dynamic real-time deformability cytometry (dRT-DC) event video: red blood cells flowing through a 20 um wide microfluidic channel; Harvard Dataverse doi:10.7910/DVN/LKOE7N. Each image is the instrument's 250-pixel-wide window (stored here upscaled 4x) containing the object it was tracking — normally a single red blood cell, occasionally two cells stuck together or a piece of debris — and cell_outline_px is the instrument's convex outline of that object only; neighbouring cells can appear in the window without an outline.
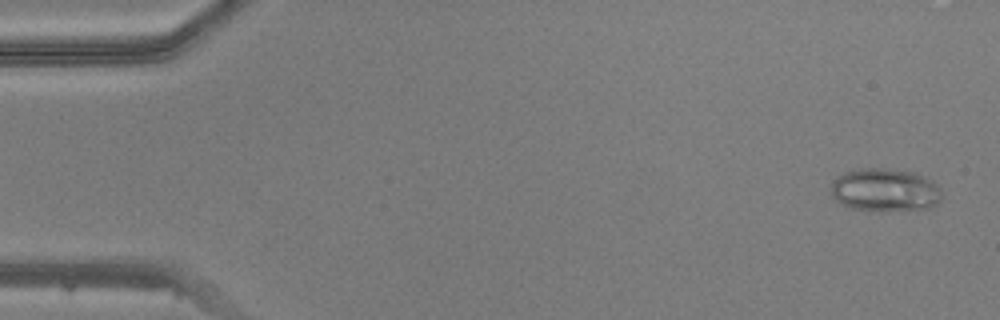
{"species": "common noctule bat (a hibernating species)", "species_latin": "Nyctalus noctula", "temperature_condition": "warm", "stored_images_in_passage": 49, "camera_frame_rate_fps": 3000, "um_per_image_px": 0.085, "animal": {"sex": "male", "body_mass_g": 20.5, "forearm_length_mm": 52.5}, "frame": {"image": 1, "passage_image": 2, "time_ms": 0.333, "image_size_px": [1000, 320], "cell_outline_px": [[940, 200], [936, 204], [928, 208], [884, 212], [852, 208], [836, 200], [832, 196], [832, 180], [844, 172], [860, 168], [880, 168], [916, 172], [932, 180], [940, 188]], "centroid_in_image_um": [75.23, 16.15], "position_along_channel_um": 9.8, "area_um2": 27.98}}
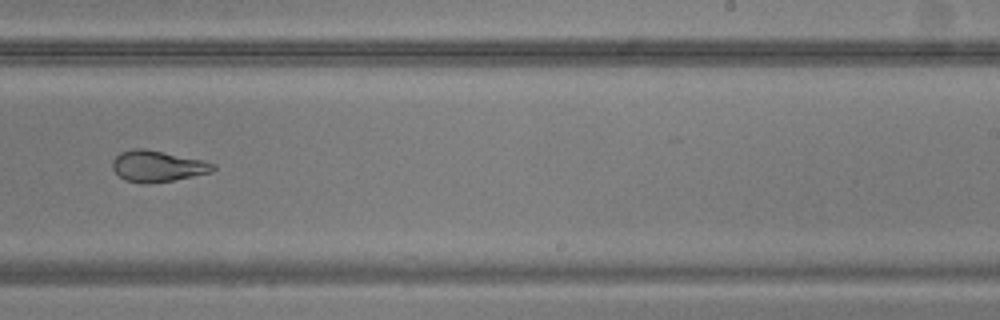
{"frame": {"image": 2, "passage_image": 31, "time_ms": 10.0, "image_size_px": [1000, 320], "cell_outline_px": [[216, 168], [212, 172], [172, 180], [148, 184], [144, 184], [124, 180], [112, 168], [112, 160], [120, 152], [132, 148], [144, 148], [204, 160], [216, 164]], "centroid_in_image_um": [13.38, 14.12], "position_along_channel_um": 275.6, "area_um2": 18.38}}
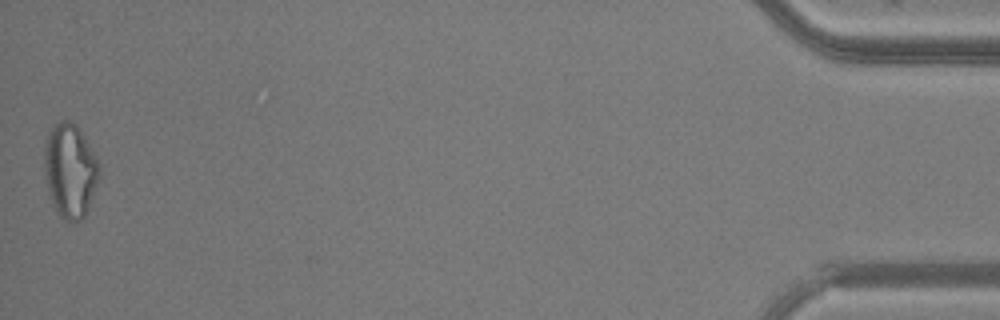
{"frame": {"image": 3, "passage_image": 49, "time_ms": 16.0, "image_size_px": [1000, 320], "cell_outline_px": [[100, 176], [84, 216], [80, 220], [68, 220], [60, 216], [56, 212], [52, 204], [48, 192], [44, 172], [44, 148], [48, 132], [52, 124], [64, 120], [68, 120], [76, 124], [84, 136], [96, 156], [100, 164]], "centroid_in_image_um": [5.94, 14.46], "position_along_channel_um": 429.3, "area_um2": 30.17}}